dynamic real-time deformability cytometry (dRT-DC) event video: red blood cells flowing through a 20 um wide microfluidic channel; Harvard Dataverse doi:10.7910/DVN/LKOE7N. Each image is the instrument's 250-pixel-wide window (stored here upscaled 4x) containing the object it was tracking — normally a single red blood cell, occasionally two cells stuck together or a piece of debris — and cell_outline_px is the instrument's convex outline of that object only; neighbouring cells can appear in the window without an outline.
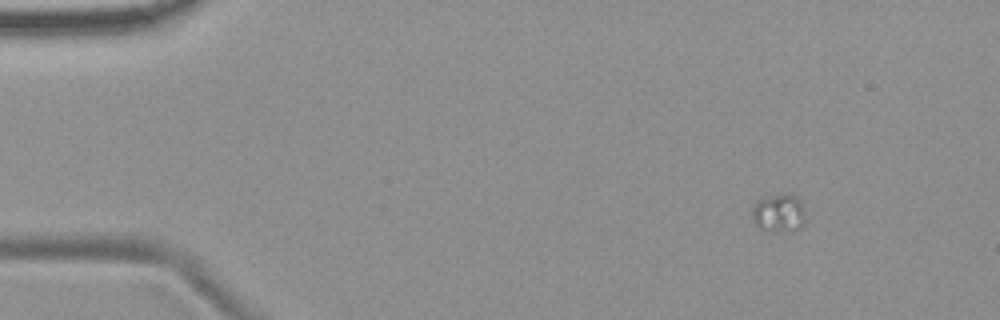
{"species": "common noctule bat (a hibernating species)", "species_latin": "Nyctalus noctula", "temperature_condition": "room temperature", "stored_images_in_passage": 5, "camera_frame_rate_fps": 3000, "um_per_image_px": 0.085, "animal": {"sex": "female", "body_mass_g": 19.9}, "frame": {"image": 1, "passage_image": 1, "time_ms": 0.0, "image_size_px": [1000, 320], "cell_outline_px": [[804, 224], [800, 228], [764, 232], [752, 220], [752, 204], [756, 200], [764, 196], [788, 192], [792, 192], [800, 200], [804, 212]], "centroid_in_image_um": [66.15, 18.05], "position_along_channel_um": 18.8, "area_um2": 12.2}}